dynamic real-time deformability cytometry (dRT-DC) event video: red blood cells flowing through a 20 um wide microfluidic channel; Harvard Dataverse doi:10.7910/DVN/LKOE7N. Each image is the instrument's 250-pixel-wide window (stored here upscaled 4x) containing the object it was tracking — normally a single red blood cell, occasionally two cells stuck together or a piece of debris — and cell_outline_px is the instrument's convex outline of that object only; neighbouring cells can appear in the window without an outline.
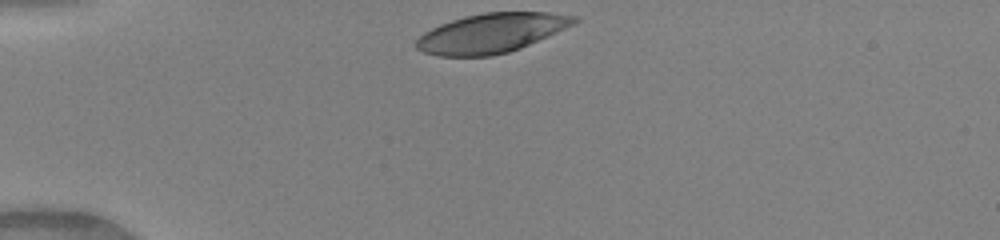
{"species": "human", "species_latin": "Homo sapiens", "temperature_condition": "warm", "stored_images_in_passage": 31, "camera_frame_rate_fps": 3000, "um_per_image_px": 0.085, "donor": {"sex": "female"}, "frame": {"image": 1, "passage_image": 1, "time_ms": 0.0, "image_size_px": [1000, 240], "cell_outline_px": [[580, 20], [576, 24], [520, 48], [508, 52], [488, 56], [440, 56], [424, 52], [416, 48], [416, 40], [424, 32], [440, 24], [464, 16], [484, 12], [548, 12], [580, 16]], "centroid_in_image_um": [41.81, 2.8], "position_along_channel_um": 43.2, "area_um2": 36.3}}
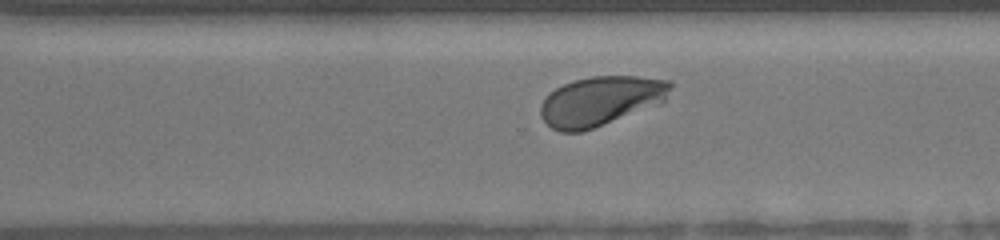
{"frame": {"image": 2, "passage_image": 24, "time_ms": 7.667, "image_size_px": [1000, 240], "cell_outline_px": [[672, 88], [664, 100], [592, 128], [580, 132], [560, 132], [552, 128], [540, 116], [540, 104], [556, 88], [564, 84], [576, 80], [592, 76], [636, 76], [672, 80]], "centroid_in_image_um": [51.03, 8.56], "position_along_channel_um": 319.6, "area_um2": 36.53}}
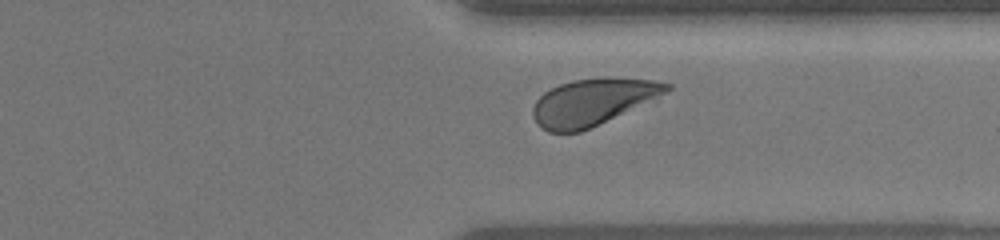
{"frame": {"image": 3, "passage_image": 27, "time_ms": 8.667, "image_size_px": [1000, 240], "cell_outline_px": [[672, 88], [664, 92], [580, 132], [548, 132], [532, 116], [532, 108], [536, 100], [544, 92], [560, 84], [572, 80], [604, 76], [608, 76], [656, 80], [672, 84]], "centroid_in_image_um": [50.31, 8.62], "position_along_channel_um": 361.1, "area_um2": 35.43}, "authors_computed_cell_mechanics": {"area_um2": 37.8012, "velocity_mm_per_s": 4.0732, "shape_relaxation_time_tau1_ms": 2.3895, "shape_relaxation_time_tau2_ms": null, "deformation_change_tau1": 0.1711, "deformation_change_tau2": null}}